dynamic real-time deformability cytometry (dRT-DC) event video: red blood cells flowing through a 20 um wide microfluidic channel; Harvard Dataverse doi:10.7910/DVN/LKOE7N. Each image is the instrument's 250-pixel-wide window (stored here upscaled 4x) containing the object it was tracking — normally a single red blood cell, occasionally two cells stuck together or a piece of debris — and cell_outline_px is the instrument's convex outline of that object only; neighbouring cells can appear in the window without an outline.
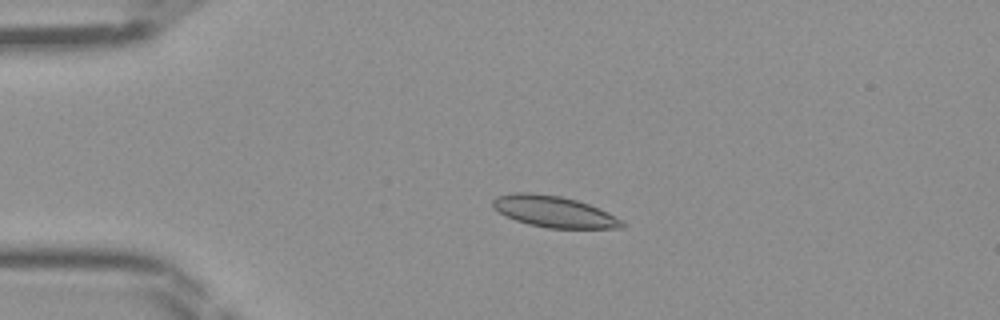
{"species": "Egyptian fruit bat (a non-hibernating species)", "species_latin": "Rousettus aegyptiacus", "temperature_condition": "room temperature", "stored_images_in_passage": 46, "camera_frame_rate_fps": 3000, "um_per_image_px": 0.085, "frame": {"image": 1, "passage_image": 11, "time_ms": 3.333, "image_size_px": [1000, 320], "cell_outline_px": [[624, 228], [548, 228], [528, 224], [516, 220], [492, 208], [492, 200], [496, 196], [512, 192], [532, 192], [560, 196], [576, 200], [588, 204], [624, 220]], "centroid_in_image_um": [47.06, 17.98], "position_along_channel_um": 37.9, "area_um2": 23.52}}
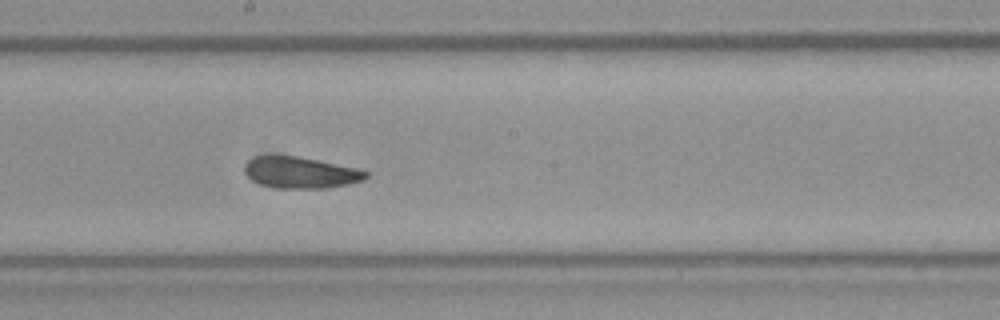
{"frame": {"image": 2, "passage_image": 26, "time_ms": 8.333, "image_size_px": [1000, 320], "cell_outline_px": [[368, 176], [360, 180], [348, 184], [328, 188], [276, 188], [260, 184], [252, 180], [244, 172], [244, 164], [248, 160], [256, 156], [296, 156], [360, 168], [368, 172]], "centroid_in_image_um": [25.54, 14.67], "position_along_channel_um": 222.7, "area_um2": 22.14}}
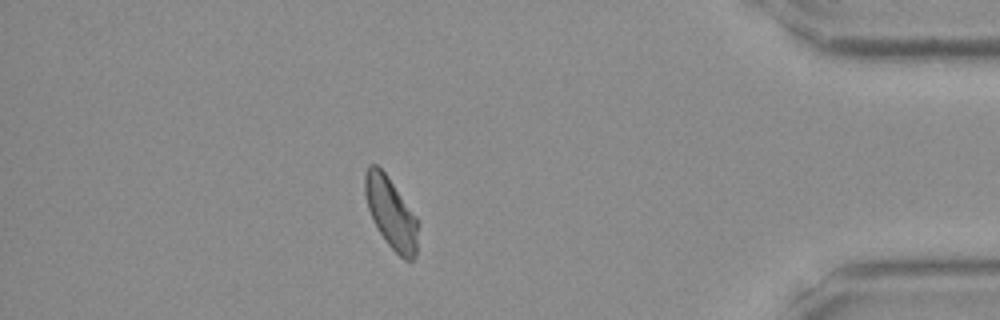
{"frame": {"image": 3, "passage_image": 41, "time_ms": 13.333, "image_size_px": [1000, 320], "cell_outline_px": [[416, 256], [412, 260], [404, 260], [388, 244], [372, 220], [368, 208], [364, 192], [364, 176], [368, 164], [376, 164], [384, 172], [416, 216]], "centroid_in_image_um": [33.19, 18.08], "position_along_channel_um": 402.0, "area_um2": 21.44}}